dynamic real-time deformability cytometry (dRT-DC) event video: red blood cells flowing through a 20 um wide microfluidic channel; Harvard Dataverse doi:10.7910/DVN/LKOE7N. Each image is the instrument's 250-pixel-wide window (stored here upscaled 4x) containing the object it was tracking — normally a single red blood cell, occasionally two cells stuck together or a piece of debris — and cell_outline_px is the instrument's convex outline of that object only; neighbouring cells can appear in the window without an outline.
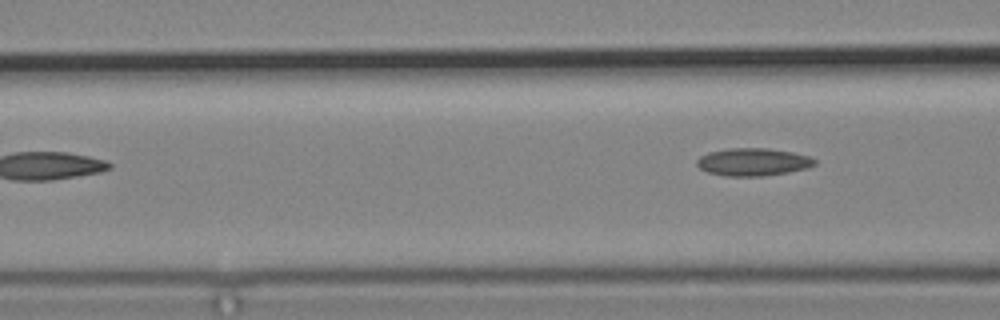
{"species": "common noctule bat (a hibernating species)", "species_latin": "Nyctalus noctula", "temperature_condition": "cold", "stored_images_in_passage": 4, "camera_frame_rate_fps": 3000, "um_per_image_px": 0.085, "animal": {"sex": "male", "body_mass_g": 19.2, "forearm_length_mm": 51.8}, "frame": {"image": 1, "passage_image": 4, "time_ms": 3.667, "image_size_px": [1000, 320], "cell_outline_px": [[816, 164], [808, 168], [788, 172], [760, 176], [724, 176], [708, 172], [700, 168], [696, 164], [696, 160], [700, 156], [708, 152], [728, 148], [768, 148], [792, 152], [808, 156], [816, 160]], "centroid_in_image_um": [63.99, 13.76], "position_along_channel_um": 102.6, "area_um2": 19.02}}